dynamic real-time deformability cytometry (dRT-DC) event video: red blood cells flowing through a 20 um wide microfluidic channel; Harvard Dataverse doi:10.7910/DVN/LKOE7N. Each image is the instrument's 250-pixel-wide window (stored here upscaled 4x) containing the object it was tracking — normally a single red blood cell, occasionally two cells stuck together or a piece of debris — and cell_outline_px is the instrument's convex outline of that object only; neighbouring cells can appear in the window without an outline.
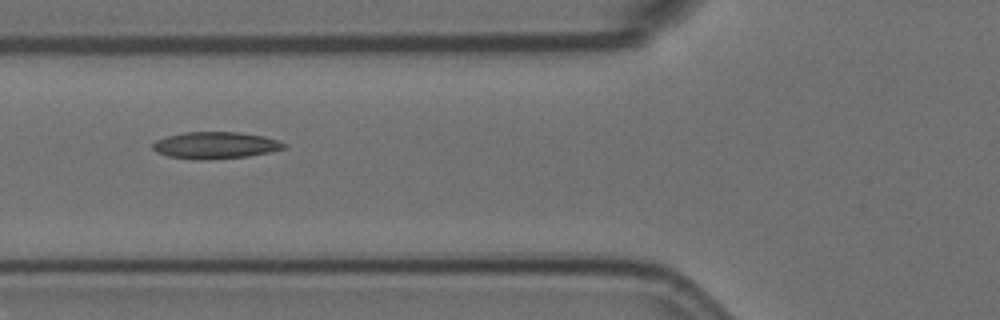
{"species": "Egyptian fruit bat (a non-hibernating species)", "species_latin": "Rousettus aegyptiacus", "temperature_condition": "room temperature", "stored_images_in_passage": 8, "camera_frame_rate_fps": 3000, "um_per_image_px": 0.085, "animal": {"sex": "female"}, "frame": {"image": 1, "passage_image": 4, "time_ms": 1.0, "image_size_px": [1000, 320], "cell_outline_px": [[288, 144], [284, 148], [268, 152], [248, 156], [200, 160], [196, 160], [168, 156], [156, 152], [152, 148], [152, 144], [156, 140], [168, 136], [184, 132], [240, 132], [264, 136], [280, 140]], "centroid_in_image_um": [18.31, 12.34], "position_along_channel_um": 107.5, "area_um2": 20.52}}
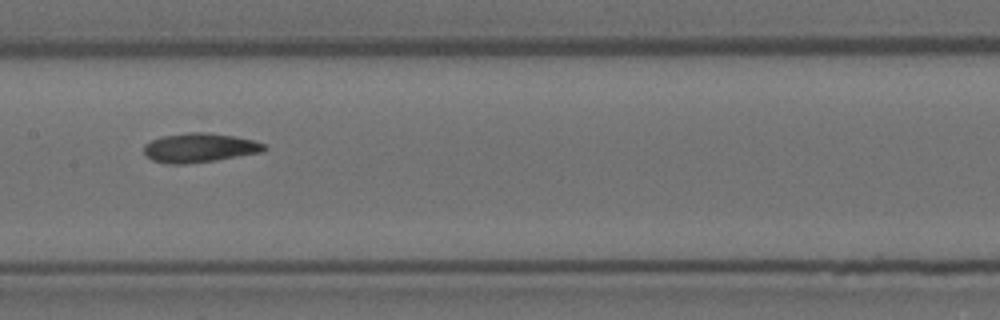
{"frame": {"image": 2, "passage_image": 6, "time_ms": 1.667, "image_size_px": [1000, 320], "cell_outline_px": [[268, 148], [264, 152], [216, 160], [184, 164], [172, 164], [152, 160], [144, 152], [144, 144], [160, 136], [188, 132], [208, 132], [232, 136], [252, 140], [264, 144]], "centroid_in_image_um": [16.97, 12.55], "position_along_channel_um": 190.4, "area_um2": 20.46}}
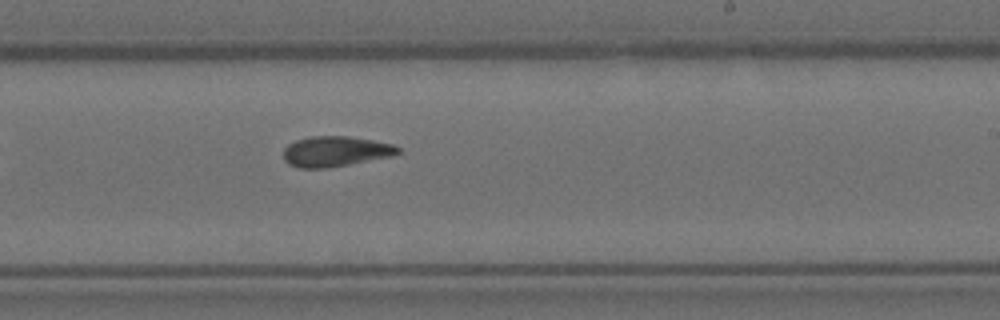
{"frame": {"image": 3, "passage_image": 8, "time_ms": 2.333, "image_size_px": [1000, 320], "cell_outline_px": [[400, 152], [392, 156], [328, 168], [300, 168], [288, 164], [284, 160], [284, 148], [288, 144], [296, 140], [312, 136], [348, 136], [372, 140], [392, 144], [400, 148]], "centroid_in_image_um": [28.5, 12.87], "position_along_channel_um": 260.5, "area_um2": 20.23}}